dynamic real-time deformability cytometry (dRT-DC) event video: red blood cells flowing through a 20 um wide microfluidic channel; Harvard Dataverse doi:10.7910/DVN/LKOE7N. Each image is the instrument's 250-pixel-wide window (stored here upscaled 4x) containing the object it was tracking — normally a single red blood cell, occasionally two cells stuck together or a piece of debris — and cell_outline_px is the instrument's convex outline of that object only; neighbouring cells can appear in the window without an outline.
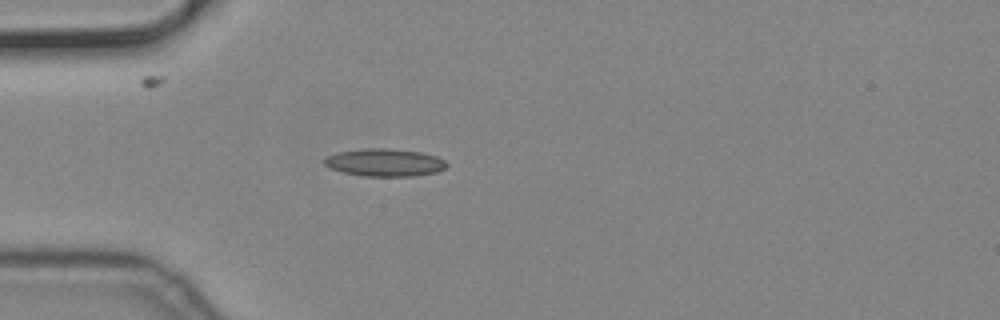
{"species": "common noctule bat (a hibernating species)", "species_latin": "Nyctalus noctula", "temperature_condition": "cold", "stored_images_in_passage": 2, "camera_frame_rate_fps": 3000, "um_per_image_px": 0.085, "animal": {"sex": "male", "body_mass_g": 19.2, "forearm_length_mm": 51.8}, "frame": {"image": 1, "passage_image": 1, "time_ms": 0.0, "image_size_px": [1000, 320], "cell_outline_px": [[448, 164], [444, 168], [436, 172], [412, 176], [364, 176], [344, 172], [332, 168], [324, 164], [324, 160], [328, 156], [336, 152], [364, 148], [388, 148], [420, 152], [436, 156], [444, 160]], "centroid_in_image_um": [32.7, 13.8], "position_along_channel_um": 52.3, "area_um2": 19.54}}